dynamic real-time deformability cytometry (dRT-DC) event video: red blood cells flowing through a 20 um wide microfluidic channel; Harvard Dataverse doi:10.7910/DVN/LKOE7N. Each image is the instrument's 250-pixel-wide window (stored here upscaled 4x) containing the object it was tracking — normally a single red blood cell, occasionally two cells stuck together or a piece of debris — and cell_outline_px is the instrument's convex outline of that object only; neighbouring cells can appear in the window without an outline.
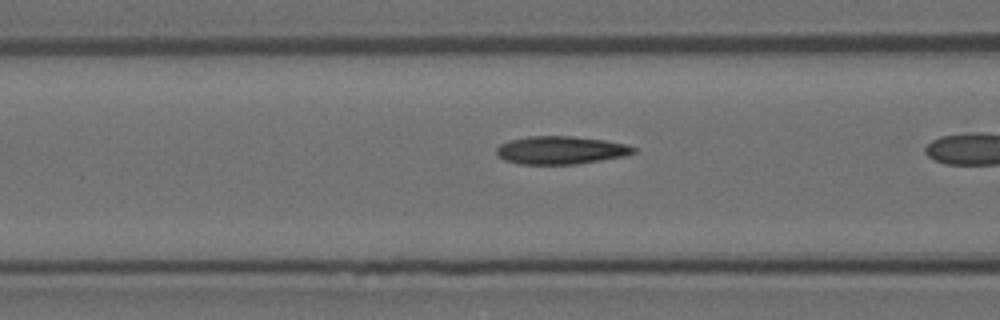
{"species": "Egyptian fruit bat (a non-hibernating species)", "species_latin": "Rousettus aegyptiacus", "temperature_condition": "room temperature", "stored_images_in_passage": 19, "camera_frame_rate_fps": 3000, "um_per_image_px": 0.085, "animal": {"sex": "female"}, "frame": {"image": 1, "passage_image": 18, "time_ms": 5.667, "image_size_px": [1000, 320], "cell_outline_px": [[636, 152], [624, 156], [576, 164], [520, 164], [504, 160], [496, 152], [496, 148], [500, 144], [508, 140], [528, 136], [572, 136], [604, 140], [628, 144], [636, 148]], "centroid_in_image_um": [47.66, 12.76], "position_along_channel_um": 118.9, "area_um2": 22.37}}